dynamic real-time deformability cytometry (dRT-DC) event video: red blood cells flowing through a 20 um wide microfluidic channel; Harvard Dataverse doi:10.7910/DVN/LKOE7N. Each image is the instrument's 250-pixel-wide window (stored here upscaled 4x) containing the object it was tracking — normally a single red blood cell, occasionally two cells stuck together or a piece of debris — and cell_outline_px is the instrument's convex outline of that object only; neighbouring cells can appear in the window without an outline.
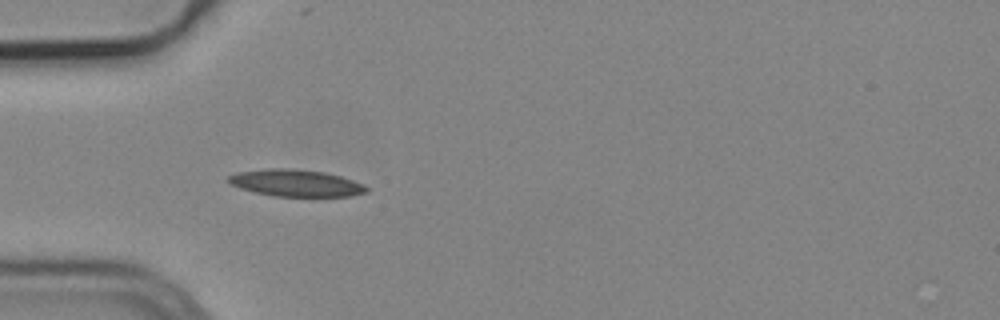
{"species": "common noctule bat (a hibernating species)", "species_latin": "Nyctalus noctula", "temperature_condition": "cold", "stored_images_in_passage": 15, "camera_frame_rate_fps": 3000, "um_per_image_px": 0.085, "animal": {"sex": "male", "body_mass_g": 19.2, "forearm_length_mm": 51.8}, "frame": {"image": 1, "passage_image": 5, "time_ms": 1.333, "image_size_px": [1000, 320], "cell_outline_px": [[368, 192], [352, 196], [272, 196], [240, 188], [232, 184], [228, 180], [228, 176], [236, 172], [264, 168], [288, 168], [324, 172], [340, 176], [364, 184], [368, 188]], "centroid_in_image_um": [25.15, 15.55], "position_along_channel_um": 59.8, "area_um2": 21.62}}
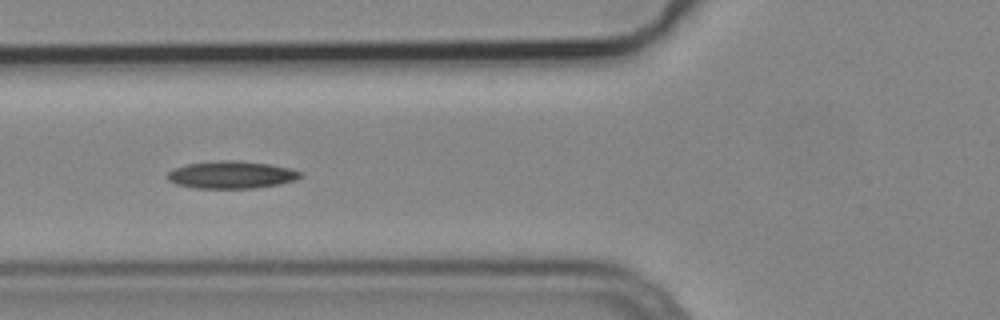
{"frame": {"image": 2, "passage_image": 9, "time_ms": 2.667, "image_size_px": [1000, 320], "cell_outline_px": [[304, 176], [296, 180], [280, 184], [252, 188], [192, 188], [176, 184], [168, 180], [168, 172], [172, 168], [188, 164], [220, 160], [236, 160], [268, 164], [288, 168], [300, 172]], "centroid_in_image_um": [19.65, 14.86], "position_along_channel_um": 106.1, "area_um2": 21.21}}